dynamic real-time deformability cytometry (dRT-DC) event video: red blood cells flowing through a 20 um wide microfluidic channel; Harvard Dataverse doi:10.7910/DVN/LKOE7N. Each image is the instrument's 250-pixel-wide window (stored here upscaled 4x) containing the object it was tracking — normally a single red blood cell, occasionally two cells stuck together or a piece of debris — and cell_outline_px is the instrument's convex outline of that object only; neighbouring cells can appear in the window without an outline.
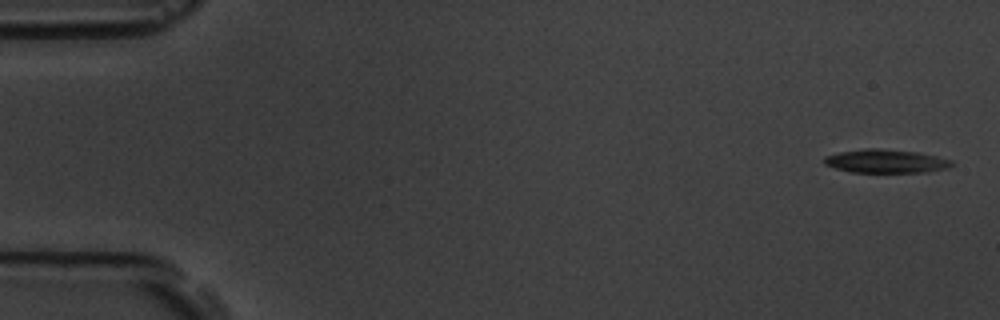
{"species": "common noctule bat (a hibernating species)", "species_latin": "Nyctalus noctula", "temperature_condition": "room temperature", "stored_images_in_passage": 6, "camera_frame_rate_fps": 3000, "um_per_image_px": 0.085, "animal": {"sex": "male", "body_mass_g": 19.5, "forearm_length_mm": 54.6}, "frame": {"image": 1, "passage_image": 1, "time_ms": 0.0, "image_size_px": [1000, 320], "cell_outline_px": [[956, 164], [948, 168], [928, 172], [852, 172], [836, 168], [824, 164], [824, 156], [840, 152], [868, 148], [880, 148], [916, 152], [936, 156], [952, 160]], "centroid_in_image_um": [75.33, 13.7], "position_along_channel_um": 9.7, "area_um2": 17.46}}
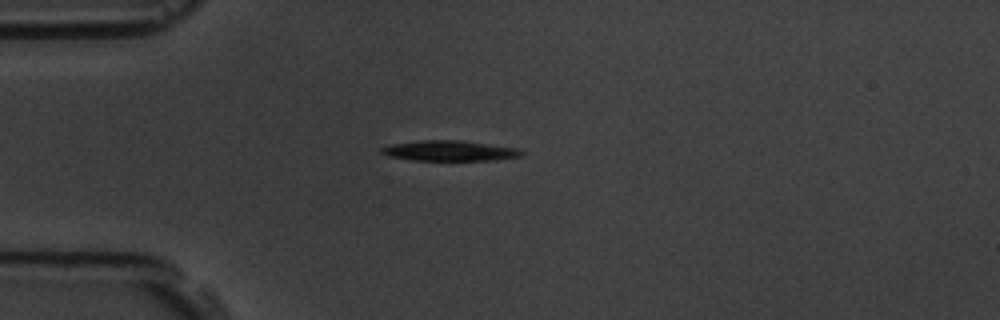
{"frame": {"image": 2, "passage_image": 5, "time_ms": 4.333, "image_size_px": [1000, 320], "cell_outline_px": [[524, 156], [496, 160], [412, 160], [388, 156], [380, 152], [380, 148], [392, 144], [420, 140], [460, 140], [520, 148], [524, 152]], "centroid_in_image_um": [38.27, 12.81], "position_along_channel_um": 46.7, "area_um2": 16.76}}